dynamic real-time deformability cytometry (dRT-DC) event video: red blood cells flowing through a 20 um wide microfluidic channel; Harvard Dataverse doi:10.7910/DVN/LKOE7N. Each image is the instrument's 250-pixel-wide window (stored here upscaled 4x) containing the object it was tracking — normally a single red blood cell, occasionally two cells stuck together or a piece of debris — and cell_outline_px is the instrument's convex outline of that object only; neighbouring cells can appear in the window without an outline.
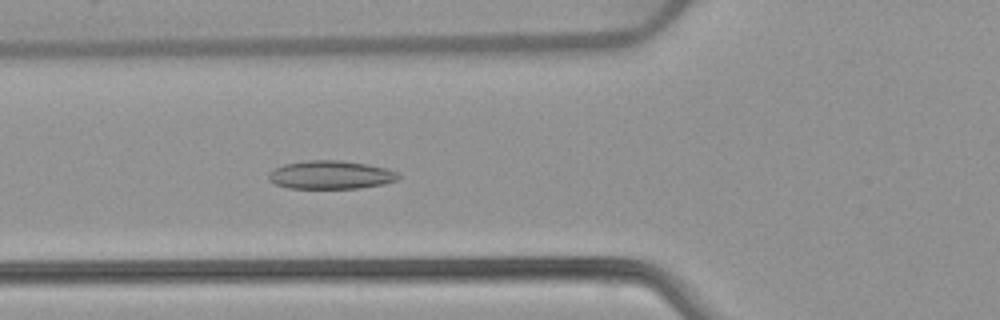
{"species": "common noctule bat (a hibernating species)", "species_latin": "Nyctalus noctula", "temperature_condition": "warm", "stored_images_in_passage": 53, "camera_frame_rate_fps": 3000, "um_per_image_px": 0.085, "animal": {"sex": "female", "body_mass_g": 22.7, "forearm_length_mm": 54.2}, "frame": {"image": 1, "passage_image": 20, "time_ms": 6.333, "image_size_px": [1000, 320], "cell_outline_px": [[400, 176], [396, 180], [384, 184], [360, 188], [288, 188], [276, 184], [268, 180], [268, 176], [276, 168], [284, 164], [308, 160], [340, 160], [368, 164], [384, 168], [396, 172]], "centroid_in_image_um": [28.11, 14.86], "position_along_channel_um": 97.7, "area_um2": 21.27}}
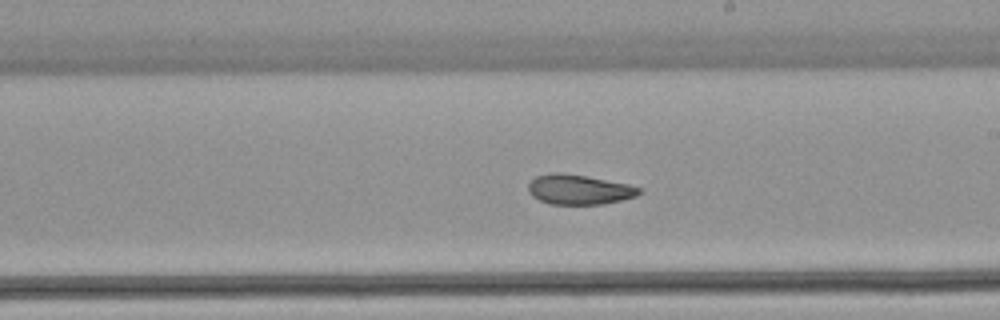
{"frame": {"image": 2, "passage_image": 31, "time_ms": 10.0, "image_size_px": [1000, 320], "cell_outline_px": [[644, 192], [636, 196], [604, 204], [548, 204], [532, 196], [528, 188], [528, 184], [536, 176], [552, 172], [560, 172], [588, 176], [628, 184], [640, 188]], "centroid_in_image_um": [49.22, 16.1], "position_along_channel_um": 239.8, "area_um2": 19.36}}
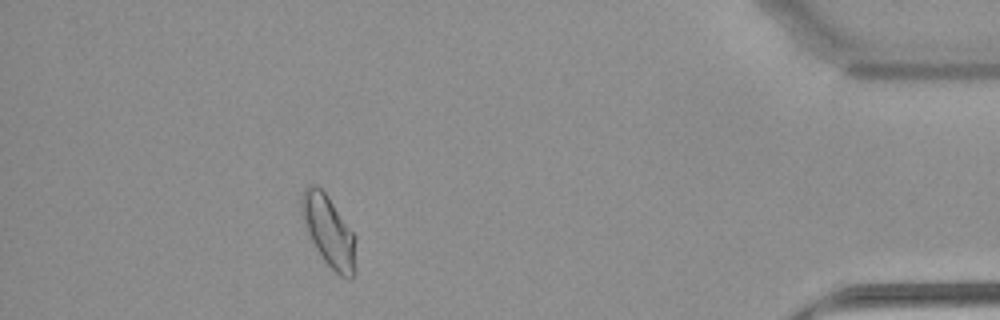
{"frame": {"image": 3, "passage_image": 48, "time_ms": 15.667, "image_size_px": [1000, 320], "cell_outline_px": [[356, 272], [352, 280], [344, 280], [324, 260], [316, 248], [308, 232], [300, 212], [300, 204], [304, 188], [308, 184], [320, 188], [328, 196], [356, 236]], "centroid_in_image_um": [27.99, 19.7], "position_along_channel_um": 407.2, "area_um2": 22.6}, "authors_computed_cell_mechanics": {"area_um2": 21.2704, "velocity_mm_per_s": 3.8711, "shape_relaxation_time_tau1_ms": null, "shape_relaxation_time_tau2_ms": 2.1934, "deformation_change_tau1": null, "deformation_change_tau2": 0.0616}}